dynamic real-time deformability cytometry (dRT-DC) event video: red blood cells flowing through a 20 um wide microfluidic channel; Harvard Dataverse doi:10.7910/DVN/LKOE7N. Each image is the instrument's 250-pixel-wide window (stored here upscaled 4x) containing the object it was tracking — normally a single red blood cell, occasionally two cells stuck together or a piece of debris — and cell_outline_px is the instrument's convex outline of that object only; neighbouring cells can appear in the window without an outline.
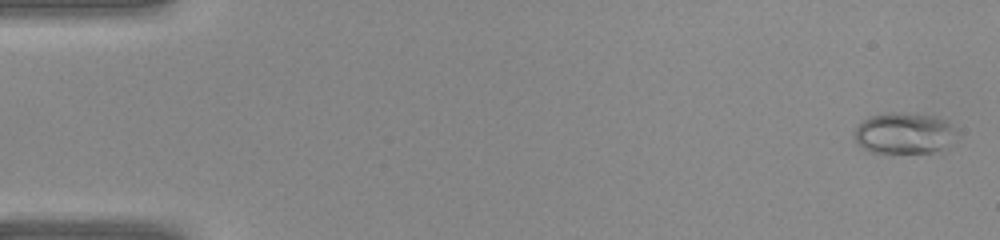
{"species": "common noctule bat (a hibernating species)", "species_latin": "Nyctalus noctula", "temperature_condition": "warm", "stored_images_in_passage": 41, "camera_frame_rate_fps": 3000, "um_per_image_px": 0.085, "animal": {"sex": "female", "body_mass_g": 22.0, "forearm_length_mm": 56.7}, "frame": {"image": 1, "passage_image": 1, "time_ms": 0.0, "image_size_px": [1000, 240], "cell_outline_px": [[956, 132], [940, 148], [932, 152], [892, 156], [868, 152], [852, 140], [852, 132], [868, 116], [888, 112], [900, 112], [936, 116], [948, 120]], "centroid_in_image_um": [76.71, 11.36], "position_along_channel_um": 8.3, "area_um2": 25.26}}
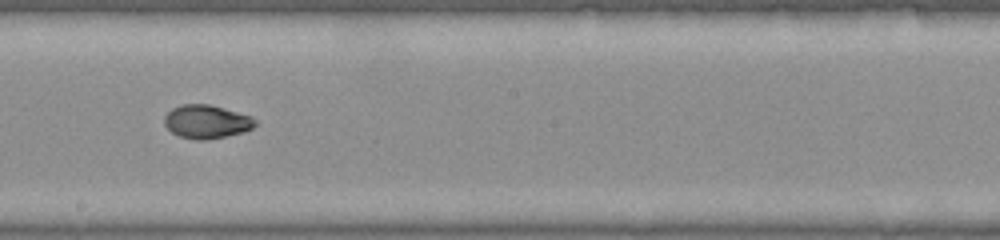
{"frame": {"image": 2, "passage_image": 23, "time_ms": 7.333, "image_size_px": [1000, 240], "cell_outline_px": [[256, 124], [252, 128], [244, 132], [208, 140], [196, 140], [180, 136], [172, 132], [164, 124], [164, 116], [172, 108], [180, 104], [208, 104], [252, 116], [256, 120]], "centroid_in_image_um": [17.55, 10.34], "position_along_channel_um": 230.6, "area_um2": 17.74}}
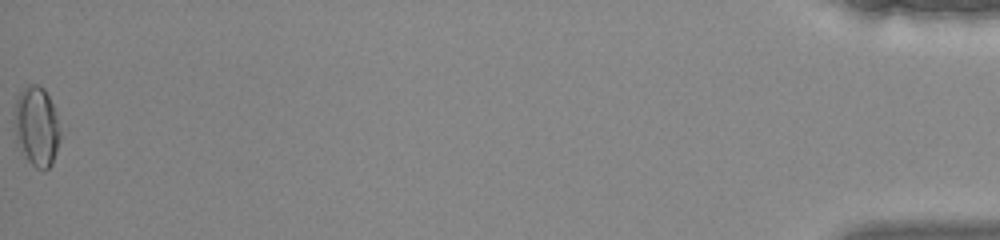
{"frame": {"image": 3, "passage_image": 41, "time_ms": 13.333, "image_size_px": [1000, 240], "cell_outline_px": [[60, 140], [52, 164], [44, 172], [36, 168], [20, 152], [16, 140], [12, 112], [16, 100], [20, 92], [28, 84], [36, 84], [44, 88], [52, 104], [56, 116], [60, 132]], "centroid_in_image_um": [3.08, 10.76], "position_along_channel_um": 432.1, "area_um2": 21.62}}